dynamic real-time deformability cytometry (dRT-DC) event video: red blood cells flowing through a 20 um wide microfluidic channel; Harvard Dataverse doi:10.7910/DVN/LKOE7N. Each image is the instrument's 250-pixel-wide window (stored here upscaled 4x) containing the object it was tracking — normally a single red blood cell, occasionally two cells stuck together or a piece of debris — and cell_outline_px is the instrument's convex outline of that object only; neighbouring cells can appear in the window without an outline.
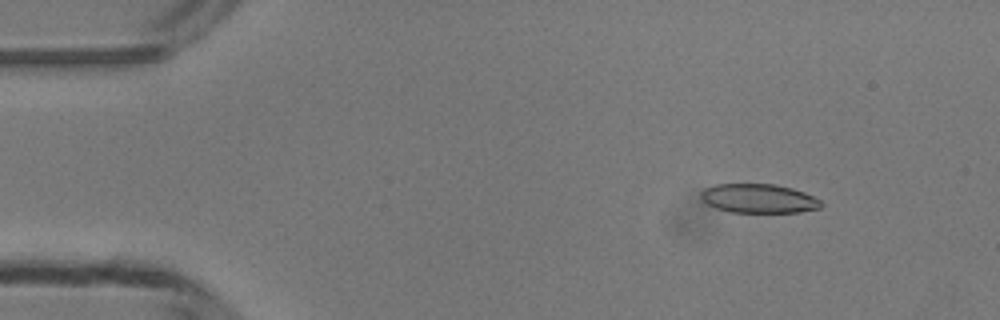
{"species": "common noctule bat (a hibernating species)", "species_latin": "Nyctalus noctula", "temperature_condition": "room temperature", "stored_images_in_passage": 48, "camera_frame_rate_fps": 3000, "um_per_image_px": 0.085, "animal": {"sex": "male", "body_mass_g": 13.3}, "frame": {"image": 1, "passage_image": 6, "time_ms": 1.667, "image_size_px": [1000, 320], "cell_outline_px": [[824, 204], [820, 208], [800, 212], [732, 212], [716, 208], [708, 204], [700, 196], [700, 192], [704, 188], [716, 184], [776, 184], [792, 188], [804, 192], [820, 200]], "centroid_in_image_um": [64.5, 16.87], "position_along_channel_um": 20.5, "area_um2": 20.35}}
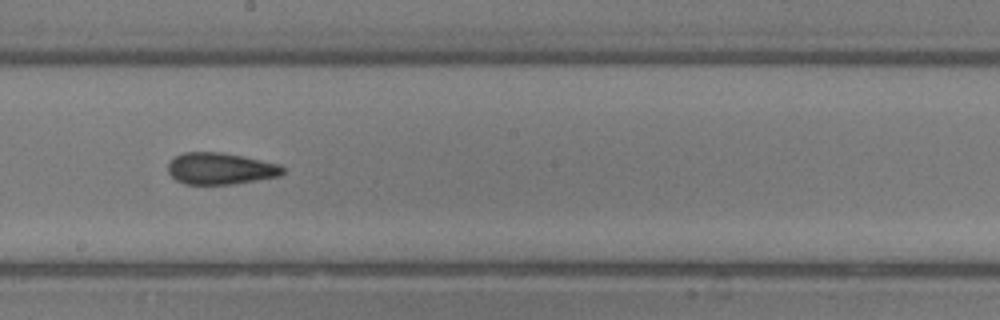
{"frame": {"image": 2, "passage_image": 27, "time_ms": 8.667, "image_size_px": [1000, 320], "cell_outline_px": [[284, 172], [280, 176], [232, 184], [184, 184], [176, 180], [168, 172], [168, 164], [176, 156], [184, 152], [220, 152], [280, 164], [284, 168]], "centroid_in_image_um": [18.73, 14.33], "position_along_channel_um": 229.5, "area_um2": 20.98}}
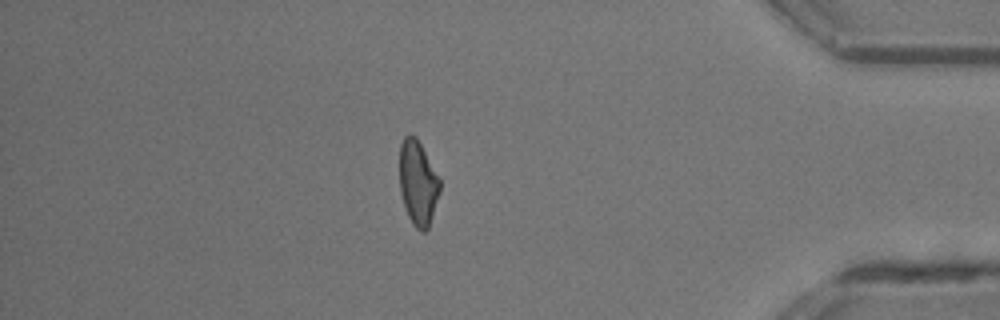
{"frame": {"image": 3, "passage_image": 42, "time_ms": 13.667, "image_size_px": [1000, 320], "cell_outline_px": [[440, 192], [428, 228], [424, 232], [420, 232], [412, 224], [408, 216], [400, 192], [400, 144], [404, 136], [412, 132], [416, 136], [440, 180]], "centroid_in_image_um": [35.51, 15.54], "position_along_channel_um": 399.7, "area_um2": 19.83}}